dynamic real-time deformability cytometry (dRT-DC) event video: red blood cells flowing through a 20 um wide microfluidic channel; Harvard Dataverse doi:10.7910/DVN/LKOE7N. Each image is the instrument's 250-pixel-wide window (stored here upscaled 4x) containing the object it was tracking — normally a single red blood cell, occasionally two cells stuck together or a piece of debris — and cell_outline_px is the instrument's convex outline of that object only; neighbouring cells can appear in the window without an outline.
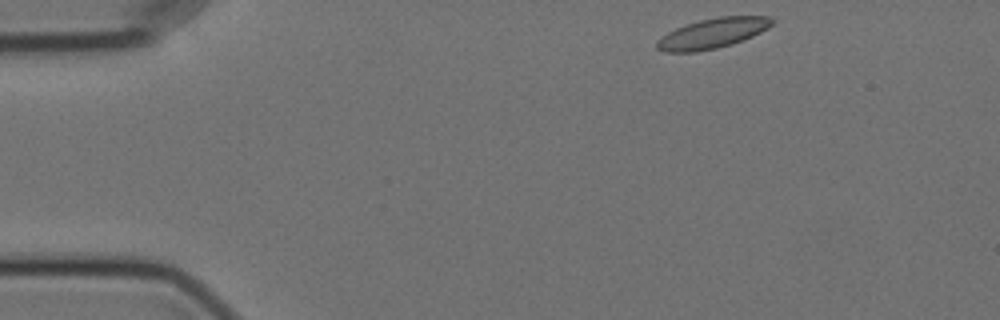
{"species": "Egyptian fruit bat (a non-hibernating species)", "species_latin": "Rousettus aegyptiacus", "temperature_condition": "cold", "stored_images_in_passage": 51, "camera_frame_rate_fps": 3000, "um_per_image_px": 0.085, "animal": {"sex": "female"}, "frame": {"image": 1, "passage_image": 1, "time_ms": 0.0, "image_size_px": [1000, 320], "cell_outline_px": [[776, 20], [768, 28], [752, 36], [732, 44], [716, 48], [696, 52], [664, 52], [656, 48], [656, 40], [660, 36], [676, 28], [700, 20], [720, 16], [772, 16]], "centroid_in_image_um": [60.56, 2.83], "position_along_channel_um": 24.4, "area_um2": 20.23}}
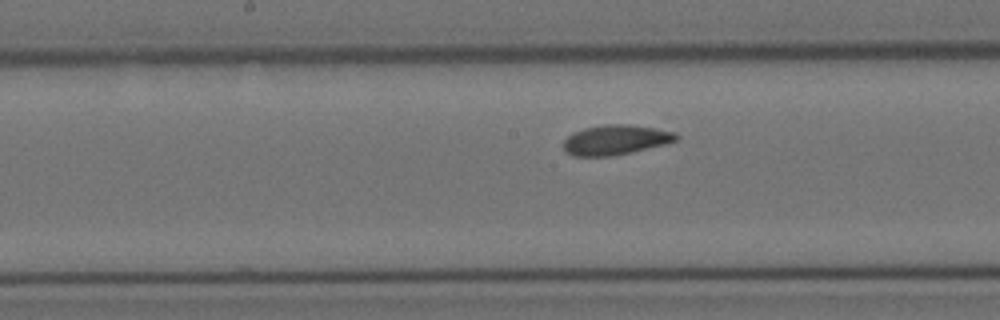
{"frame": {"image": 2, "passage_image": 22, "time_ms": 7.0, "image_size_px": [1000, 320], "cell_outline_px": [[680, 136], [676, 140], [668, 144], [608, 156], [572, 156], [564, 152], [564, 140], [572, 132], [584, 128], [604, 124], [628, 124], [656, 128], [676, 132]], "centroid_in_image_um": [52.33, 11.88], "position_along_channel_um": 195.9, "area_um2": 19.71}}
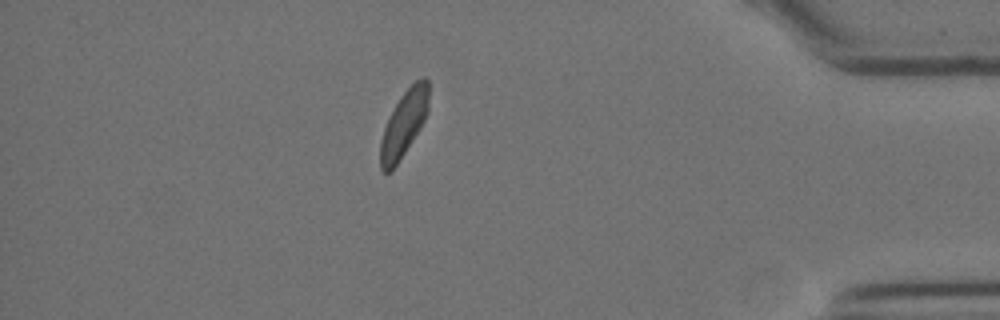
{"frame": {"image": 3, "passage_image": 43, "time_ms": 14.0, "image_size_px": [1000, 320], "cell_outline_px": [[428, 112], [420, 128], [396, 164], [388, 172], [384, 172], [380, 168], [380, 140], [388, 116], [400, 96], [416, 80], [424, 76], [428, 80]], "centroid_in_image_um": [34.32, 10.48], "position_along_channel_um": 400.9, "area_um2": 18.32}, "authors_computed_cell_mechanics": {"area_um2": 19.5942, "velocity_mm_per_s": 3.5091, "shape_relaxation_time_tau1_ms": null, "shape_relaxation_time_tau2_ms": 2.6286, "deformation_change_tau1": null, "deformation_change_tau2": 0.0641}}